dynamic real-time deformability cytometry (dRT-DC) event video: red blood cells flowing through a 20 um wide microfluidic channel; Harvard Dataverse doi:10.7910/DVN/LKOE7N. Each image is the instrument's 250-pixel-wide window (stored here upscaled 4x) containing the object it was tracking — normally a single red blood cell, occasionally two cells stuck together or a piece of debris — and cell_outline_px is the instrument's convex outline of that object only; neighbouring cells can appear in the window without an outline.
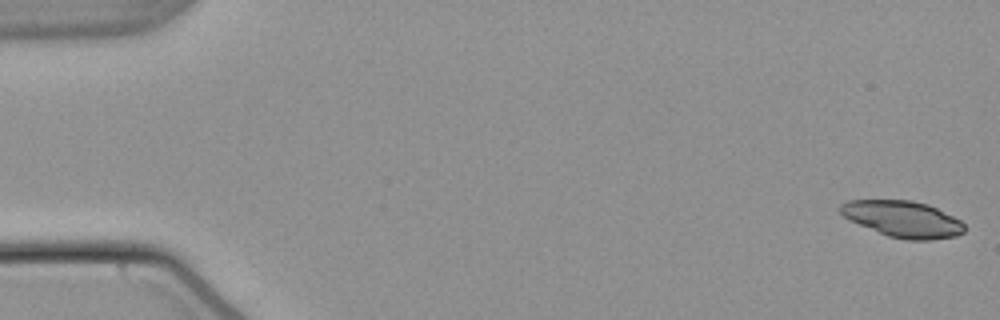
{"species": "common noctule bat (a hibernating species)", "species_latin": "Nyctalus noctula", "temperature_condition": "warm", "stored_images_in_passage": 27, "camera_frame_rate_fps": 3000, "um_per_image_px": 0.085, "animal": {"sex": "male", "body_mass_g": 21.5, "forearm_length_mm": 52.0}, "frame": {"image": 1, "passage_image": 1, "time_ms": 0.0, "image_size_px": [1000, 320], "cell_outline_px": [[964, 232], [956, 236], [932, 240], [908, 240], [888, 236], [860, 224], [844, 216], [840, 212], [840, 204], [848, 200], [912, 200], [928, 204], [960, 220], [964, 224]], "centroid_in_image_um": [76.76, 18.61], "position_along_channel_um": 8.2, "area_um2": 26.01}}
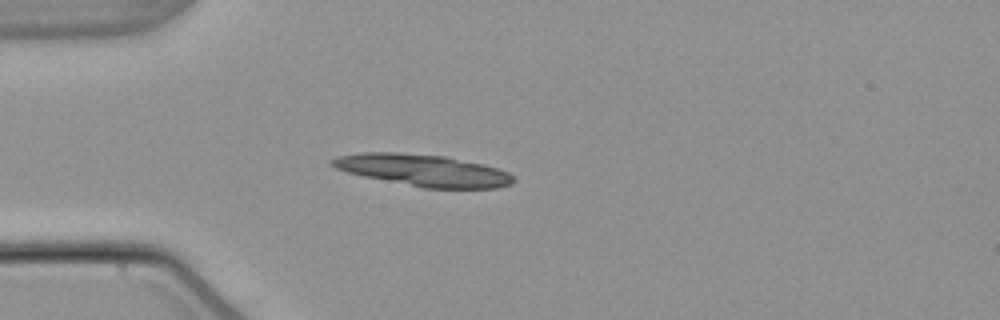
{"frame": {"image": 2, "passage_image": 15, "time_ms": 4.667, "image_size_px": [1000, 320], "cell_outline_px": [[512, 184], [496, 188], [424, 188], [364, 176], [348, 172], [336, 168], [328, 164], [328, 160], [336, 156], [360, 152], [400, 152], [444, 156], [484, 164], [500, 168], [508, 172], [512, 176]], "centroid_in_image_um": [35.93, 14.46], "position_along_channel_um": 49.1, "area_um2": 33.64}}